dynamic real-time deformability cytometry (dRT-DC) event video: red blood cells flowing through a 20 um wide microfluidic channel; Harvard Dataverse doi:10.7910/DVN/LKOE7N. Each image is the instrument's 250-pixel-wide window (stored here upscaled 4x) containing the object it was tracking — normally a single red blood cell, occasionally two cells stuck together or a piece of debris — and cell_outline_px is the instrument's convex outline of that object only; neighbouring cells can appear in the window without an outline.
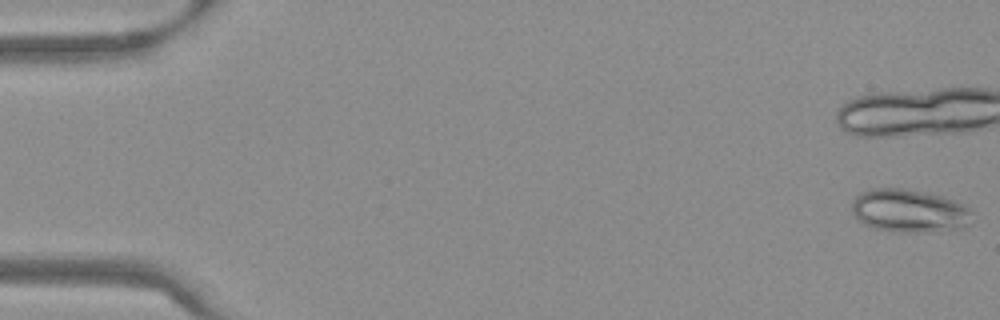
{"species": "Egyptian fruit bat (a non-hibernating species)", "species_latin": "Rousettus aegyptiacus", "temperature_condition": "warm", "stored_images_in_passage": 22, "camera_frame_rate_fps": 3000, "um_per_image_px": 0.085, "frame": {"image": 1, "passage_image": 1, "time_ms": 0.0, "image_size_px": [1000, 320], "cell_outline_px": [[972, 212], [968, 224], [964, 228], [912, 232], [896, 232], [876, 228], [864, 224], [856, 220], [852, 212], [852, 200], [860, 192], [868, 188], [904, 188], [928, 192], [944, 196], [968, 208]], "centroid_in_image_um": [77.22, 17.9], "position_along_channel_um": 7.8, "area_um2": 30.29}}